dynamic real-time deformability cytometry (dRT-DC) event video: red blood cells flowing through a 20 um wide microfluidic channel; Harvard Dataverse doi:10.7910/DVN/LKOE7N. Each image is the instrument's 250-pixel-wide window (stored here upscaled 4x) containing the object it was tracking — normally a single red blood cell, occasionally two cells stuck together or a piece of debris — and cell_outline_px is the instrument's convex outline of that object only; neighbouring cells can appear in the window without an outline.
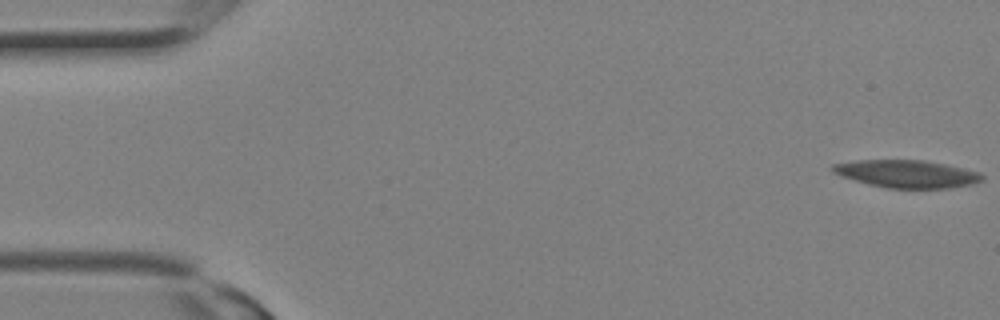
{"species": "Egyptian fruit bat (a non-hibernating species)", "species_latin": "Rousettus aegyptiacus", "temperature_condition": "room temperature", "stored_images_in_passage": 22, "camera_frame_rate_fps": 3000, "um_per_image_px": 0.085, "animal": {"sex": "female"}, "frame": {"image": 1, "passage_image": 1, "time_ms": 0.0, "image_size_px": [1000, 320], "cell_outline_px": [[984, 180], [972, 184], [948, 188], [888, 188], [868, 184], [840, 176], [832, 172], [832, 164], [860, 160], [924, 160], [944, 164], [980, 172], [984, 176]], "centroid_in_image_um": [77.08, 14.78], "position_along_channel_um": 7.9, "area_um2": 23.99}}
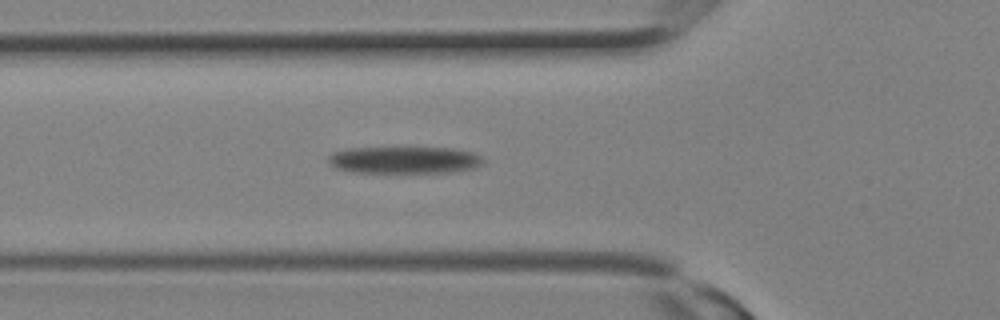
{"frame": {"image": 2, "passage_image": 12, "time_ms": 3.667, "image_size_px": [1000, 320], "cell_outline_px": [[484, 160], [476, 168], [448, 172], [348, 172], [336, 168], [328, 164], [328, 156], [332, 152], [348, 148], [452, 148], [472, 152], [480, 156]], "centroid_in_image_um": [34.31, 13.6], "position_along_channel_um": 91.5, "area_um2": 24.33}}
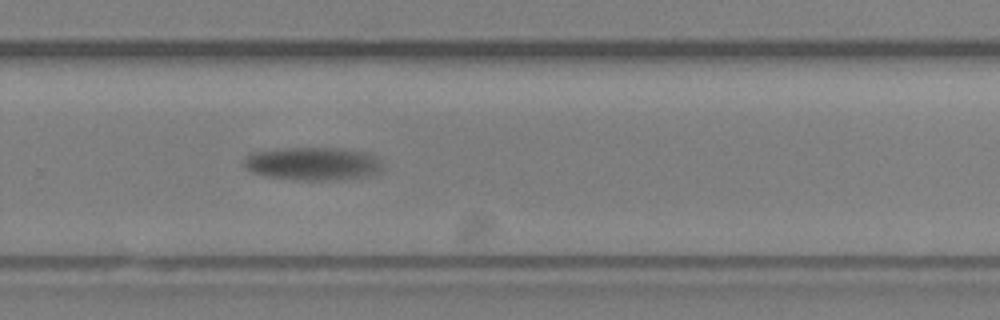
{"frame": {"image": 3, "passage_image": 22, "time_ms": 7.0, "image_size_px": [1000, 320], "cell_outline_px": [[384, 168], [380, 172], [368, 176], [332, 180], [296, 180], [268, 176], [252, 172], [244, 164], [244, 160], [248, 156], [256, 152], [284, 148], [336, 148], [364, 152], [376, 156], [380, 160]], "centroid_in_image_um": [26.66, 13.92], "position_along_channel_um": 303.1, "area_um2": 26.53}}